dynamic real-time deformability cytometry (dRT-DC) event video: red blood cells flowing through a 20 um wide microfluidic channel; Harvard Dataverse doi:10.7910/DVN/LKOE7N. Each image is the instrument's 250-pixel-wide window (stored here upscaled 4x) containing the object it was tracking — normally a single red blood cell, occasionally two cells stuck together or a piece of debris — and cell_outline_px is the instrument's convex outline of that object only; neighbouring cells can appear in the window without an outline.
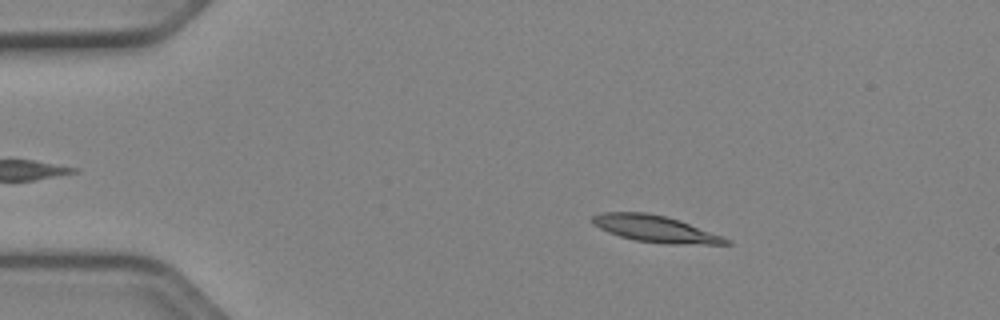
{"species": "Egyptian fruit bat (a non-hibernating species)", "species_latin": "Rousettus aegyptiacus", "temperature_condition": "cold", "stored_images_in_passage": 44, "camera_frame_rate_fps": 3000, "um_per_image_px": 0.085, "animal": {"sex": "female"}, "frame": {"image": 1, "passage_image": 9, "time_ms": 2.667, "image_size_px": [1000, 320], "cell_outline_px": [[732, 244], [664, 244], [636, 240], [620, 236], [608, 232], [592, 224], [592, 216], [600, 212], [648, 212], [668, 216], [680, 220], [732, 240]], "centroid_in_image_um": [55.7, 19.44], "position_along_channel_um": 29.3, "area_um2": 20.87}}
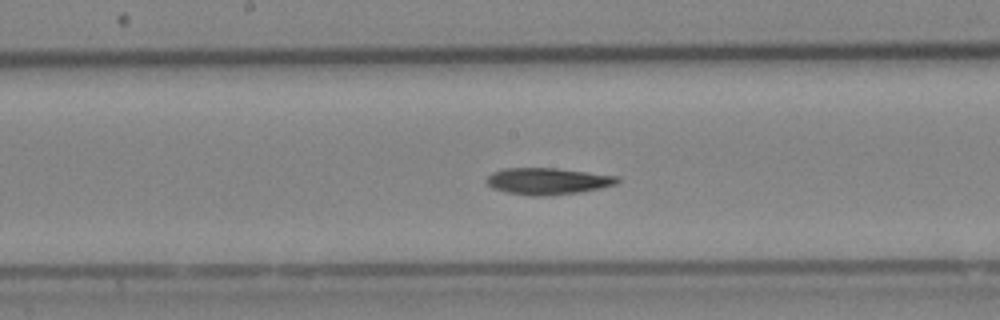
{"frame": {"image": 2, "passage_image": 27, "time_ms": 8.667, "image_size_px": [1000, 320], "cell_outline_px": [[620, 180], [616, 184], [600, 188], [552, 196], [532, 196], [508, 192], [492, 188], [484, 180], [492, 172], [504, 168], [556, 168], [620, 176]], "centroid_in_image_um": [46.55, 15.39], "position_along_channel_um": 201.7, "area_um2": 20.35}}
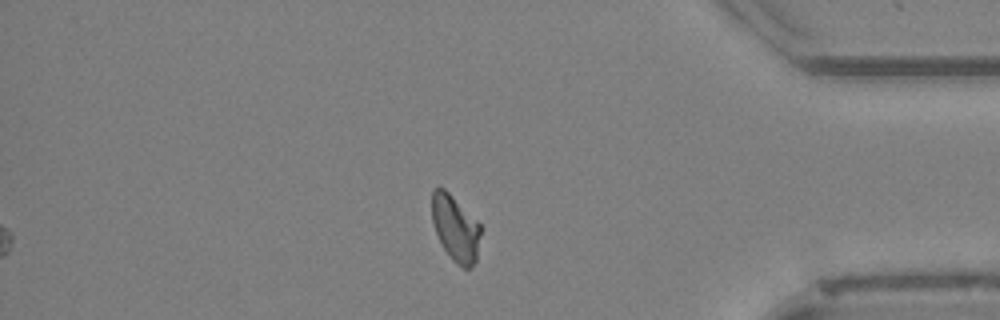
{"frame": {"image": 3, "passage_image": 44, "time_ms": 14.333, "image_size_px": [1000, 320], "cell_outline_px": [[480, 232], [476, 260], [472, 268], [464, 268], [456, 264], [452, 260], [444, 248], [436, 232], [432, 220], [432, 188], [444, 188], [480, 224]], "centroid_in_image_um": [38.7, 19.42], "position_along_channel_um": 396.5, "area_um2": 18.38}, "authors_computed_cell_mechanics": {"area_um2": 20.1144, "velocity_mm_per_s": 3.9277, "shape_relaxation_time_tau1_ms": 6.4988, "shape_relaxation_time_tau2_ms": 3.2103, "deformation_change_tau1": 0.1712, "deformation_change_tau2": 0.0756}}